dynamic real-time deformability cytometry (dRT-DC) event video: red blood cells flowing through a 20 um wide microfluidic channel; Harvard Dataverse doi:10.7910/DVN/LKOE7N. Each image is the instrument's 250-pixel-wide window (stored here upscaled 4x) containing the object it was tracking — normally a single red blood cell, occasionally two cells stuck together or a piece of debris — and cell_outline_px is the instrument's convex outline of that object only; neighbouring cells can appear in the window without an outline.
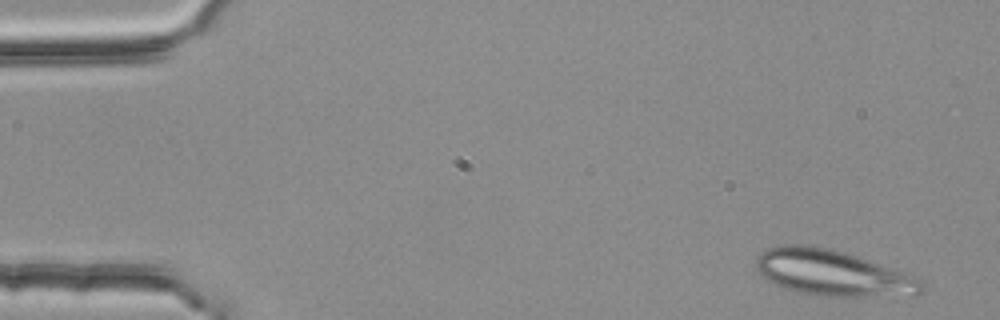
{"species": "common noctule bat (a hibernating species)", "species_latin": "Nyctalus noctula", "temperature_condition": "room temperature", "stored_images_in_passage": 3, "camera_frame_rate_fps": 3000, "um_per_image_px": 0.085, "animal": {"sex": "female", "body_mass_g": 25.1}, "frame": {"image": 1, "passage_image": 1, "time_ms": 0.0, "image_size_px": [1000, 320], "cell_outline_px": [[924, 292], [916, 296], [816, 296], [788, 288], [776, 284], [768, 280], [756, 272], [756, 256], [760, 252], [768, 248], [784, 244], [800, 244], [832, 248], [908, 272], [920, 280], [924, 284]], "centroid_in_image_um": [70.83, 23.19], "position_along_channel_um": 14.2, "area_um2": 44.8}}